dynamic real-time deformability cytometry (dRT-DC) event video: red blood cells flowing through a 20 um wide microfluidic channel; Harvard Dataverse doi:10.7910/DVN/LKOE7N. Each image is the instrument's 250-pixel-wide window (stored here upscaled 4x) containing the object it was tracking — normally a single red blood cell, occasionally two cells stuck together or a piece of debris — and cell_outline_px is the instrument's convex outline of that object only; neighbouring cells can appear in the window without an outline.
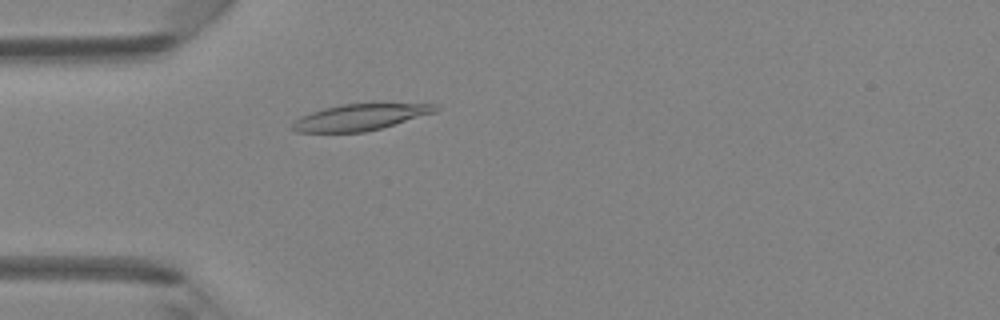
{"species": "Egyptian fruit bat (a non-hibernating species)", "species_latin": "Rousettus aegyptiacus", "temperature_condition": "room temperature", "stored_images_in_passage": 47, "camera_frame_rate_fps": 3000, "um_per_image_px": 0.085, "animal": {"sex": "female"}, "frame": {"image": 1, "passage_image": 13, "time_ms": 4.0, "image_size_px": [1000, 320], "cell_outline_px": [[440, 108], [436, 112], [380, 128], [364, 132], [296, 132], [292, 128], [292, 124], [300, 116], [324, 108], [340, 104], [432, 104]], "centroid_in_image_um": [30.58, 9.96], "position_along_channel_um": 54.4, "area_um2": 21.5}}
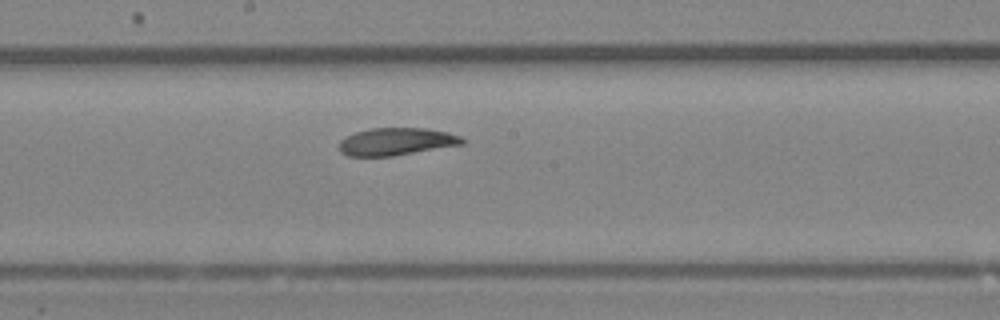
{"frame": {"image": 2, "passage_image": 25, "time_ms": 8.0, "image_size_px": [1000, 320], "cell_outline_px": [[464, 144], [392, 156], [348, 156], [340, 152], [340, 140], [344, 136], [356, 132], [372, 128], [424, 128], [448, 132], [460, 136], [464, 140]], "centroid_in_image_um": [33.67, 12.03], "position_along_channel_um": 214.5, "area_um2": 19.65}}
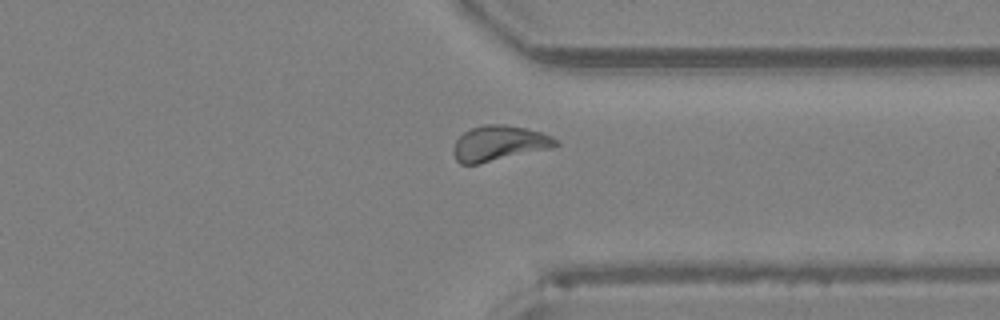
{"frame": {"image": 3, "passage_image": 36, "time_ms": 11.667, "image_size_px": [1000, 320], "cell_outline_px": [[560, 144], [552, 148], [480, 164], [460, 164], [456, 160], [452, 152], [452, 148], [456, 140], [464, 132], [472, 128], [484, 124], [504, 124], [524, 128], [540, 132], [552, 136]], "centroid_in_image_um": [42.4, 12.19], "position_along_channel_um": 369.0, "area_um2": 21.15}, "authors_computed_cell_mechanics": {"area_um2": 20.9814, "velocity_mm_per_s": 4.2011, "shape_relaxation_time_tau1_ms": null, "shape_relaxation_time_tau2_ms": 3.4688, "deformation_change_tau1": null, "deformation_change_tau2": 0.0873}}